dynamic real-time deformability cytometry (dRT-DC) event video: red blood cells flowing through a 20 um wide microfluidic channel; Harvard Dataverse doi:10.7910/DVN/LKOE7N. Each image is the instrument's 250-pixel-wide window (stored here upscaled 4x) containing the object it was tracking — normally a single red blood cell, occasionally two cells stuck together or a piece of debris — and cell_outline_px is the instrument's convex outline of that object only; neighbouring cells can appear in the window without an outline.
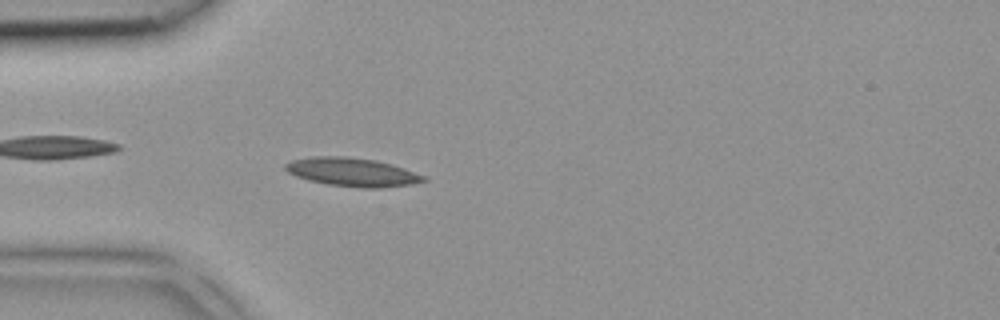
{"species": "common noctule bat (a hibernating species)", "species_latin": "Nyctalus noctula", "temperature_condition": "room temperature", "stored_images_in_passage": 4, "camera_frame_rate_fps": 3000, "um_per_image_px": 0.085, "animal": {"sex": "female", "body_mass_g": 18.4}, "frame": {"image": 1, "passage_image": 4, "time_ms": 1.0, "image_size_px": [1000, 320], "cell_outline_px": [[428, 180], [412, 184], [380, 188], [360, 188], [328, 184], [308, 180], [296, 176], [288, 172], [284, 168], [284, 164], [292, 160], [312, 156], [344, 156], [376, 160], [392, 164], [428, 176]], "centroid_in_image_um": [29.97, 14.63], "position_along_channel_um": 55.0, "area_um2": 23.18}}